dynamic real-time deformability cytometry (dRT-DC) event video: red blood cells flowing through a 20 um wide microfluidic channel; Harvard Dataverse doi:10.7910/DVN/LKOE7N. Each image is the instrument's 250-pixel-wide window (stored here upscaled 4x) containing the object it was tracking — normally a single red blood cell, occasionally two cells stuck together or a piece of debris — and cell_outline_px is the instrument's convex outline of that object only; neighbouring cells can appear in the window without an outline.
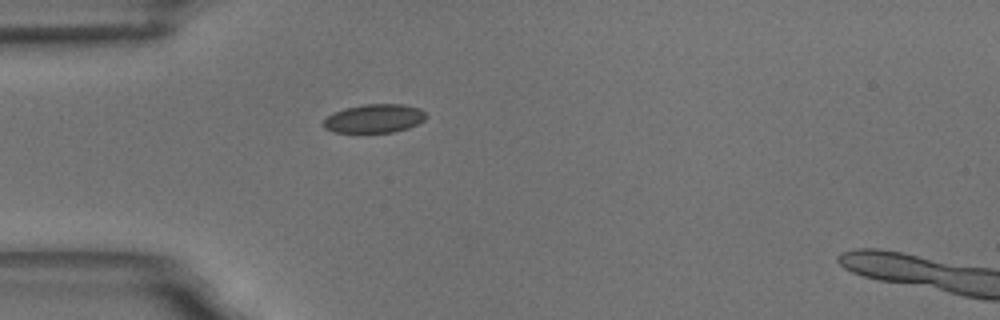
{"species": "common noctule bat (a hibernating species)", "species_latin": "Nyctalus noctula", "temperature_condition": "room temperature", "stored_images_in_passage": 6, "camera_frame_rate_fps": 3000, "um_per_image_px": 0.085, "animal": {"sex": "male", "body_mass_g": 18.8}, "frame": {"image": 1, "passage_image": 6, "time_ms": 6.667, "image_size_px": [1000, 320], "cell_outline_px": [[428, 116], [424, 120], [408, 128], [392, 132], [336, 132], [324, 128], [324, 120], [328, 116], [344, 108], [364, 104], [404, 104], [420, 108]], "centroid_in_image_um": [31.85, 10.06], "position_along_channel_um": 53.1, "area_um2": 16.99}}